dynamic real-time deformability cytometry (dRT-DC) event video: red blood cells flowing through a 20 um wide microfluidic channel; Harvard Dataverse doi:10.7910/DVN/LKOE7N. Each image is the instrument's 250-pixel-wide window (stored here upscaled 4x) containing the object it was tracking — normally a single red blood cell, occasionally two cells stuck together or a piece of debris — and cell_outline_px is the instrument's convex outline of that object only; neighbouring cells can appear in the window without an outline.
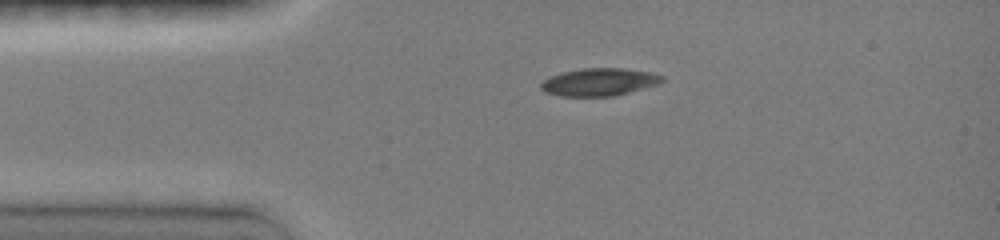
{"species": "common noctule bat (a hibernating species)", "species_latin": "Nyctalus noctula", "temperature_condition": "room temperature", "stored_images_in_passage": 18, "camera_frame_rate_fps": 3000, "um_per_image_px": 0.085, "animal": {"sex": "female", "body_mass_g": 19.0, "forearm_length_mm": 51.5}, "frame": {"image": 1, "passage_image": 1, "time_ms": 0.0, "image_size_px": [1000, 240], "cell_outline_px": [[664, 80], [660, 84], [612, 96], [560, 96], [544, 92], [540, 88], [540, 84], [548, 76], [580, 68], [624, 68], [648, 72], [664, 76]], "centroid_in_image_um": [50.91, 6.97], "position_along_channel_um": 34.1, "area_um2": 19.54}}
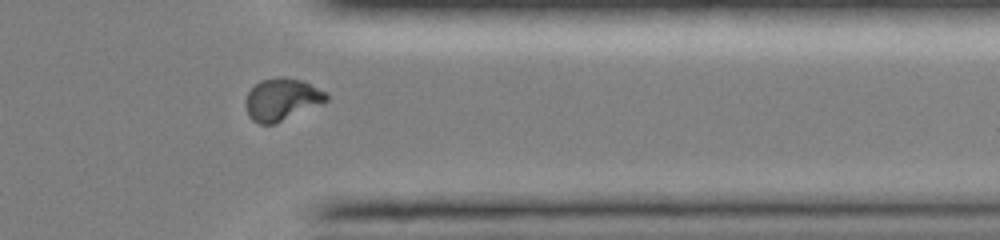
{"frame": {"image": 2, "passage_image": 14, "time_ms": 9.333, "image_size_px": [1000, 240], "cell_outline_px": [[328, 100], [272, 124], [260, 124], [252, 120], [248, 116], [244, 104], [244, 100], [248, 92], [260, 80], [276, 76], [280, 76], [300, 80], [324, 92], [328, 96]], "centroid_in_image_um": [23.86, 8.43], "position_along_channel_um": 387.5, "area_um2": 19.36}}
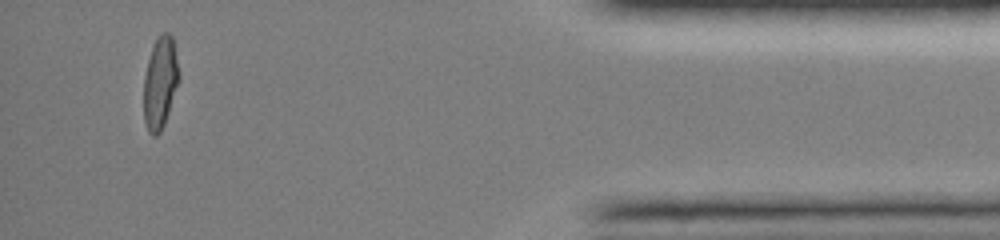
{"frame": {"image": 3, "passage_image": 17, "time_ms": 11.333, "image_size_px": [1000, 240], "cell_outline_px": [[180, 80], [164, 124], [160, 132], [156, 136], [152, 136], [148, 132], [144, 120], [144, 76], [148, 60], [152, 48], [160, 32], [168, 32], [172, 36], [180, 72]], "centroid_in_image_um": [13.63, 7.03], "position_along_channel_um": 421.6, "area_um2": 19.02}, "authors_computed_cell_mechanics": {"area_um2": 20.0277, "velocity_mm_per_s": 4.0802, "shape_relaxation_time_tau1_ms": null, "shape_relaxation_time_tau2_ms": 1.8854, "deformation_change_tau1": null, "deformation_change_tau2": 0.0397}}